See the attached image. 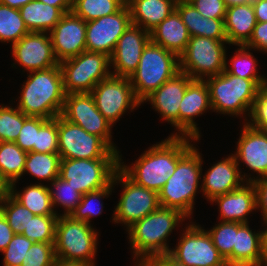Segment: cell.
<instances>
[{
    "label": "cell",
    "mask_w": 267,
    "mask_h": 266,
    "mask_svg": "<svg viewBox=\"0 0 267 266\" xmlns=\"http://www.w3.org/2000/svg\"><path fill=\"white\" fill-rule=\"evenodd\" d=\"M189 140L196 139L169 136L146 150L131 167L119 158V168L138 185L158 193L175 172L178 161L193 147Z\"/></svg>",
    "instance_id": "cell-1"
},
{
    "label": "cell",
    "mask_w": 267,
    "mask_h": 266,
    "mask_svg": "<svg viewBox=\"0 0 267 266\" xmlns=\"http://www.w3.org/2000/svg\"><path fill=\"white\" fill-rule=\"evenodd\" d=\"M29 73L17 108L32 117L52 119L61 115L66 94L60 65Z\"/></svg>",
    "instance_id": "cell-2"
},
{
    "label": "cell",
    "mask_w": 267,
    "mask_h": 266,
    "mask_svg": "<svg viewBox=\"0 0 267 266\" xmlns=\"http://www.w3.org/2000/svg\"><path fill=\"white\" fill-rule=\"evenodd\" d=\"M185 218L178 210L160 206L130 226L127 231L134 259L141 263L154 256L168 255L167 238Z\"/></svg>",
    "instance_id": "cell-3"
},
{
    "label": "cell",
    "mask_w": 267,
    "mask_h": 266,
    "mask_svg": "<svg viewBox=\"0 0 267 266\" xmlns=\"http://www.w3.org/2000/svg\"><path fill=\"white\" fill-rule=\"evenodd\" d=\"M205 81L209 88L212 111L231 116L247 114L248 111L250 117L260 88L267 85V79L240 78L225 70Z\"/></svg>",
    "instance_id": "cell-4"
},
{
    "label": "cell",
    "mask_w": 267,
    "mask_h": 266,
    "mask_svg": "<svg viewBox=\"0 0 267 266\" xmlns=\"http://www.w3.org/2000/svg\"><path fill=\"white\" fill-rule=\"evenodd\" d=\"M192 147L177 163L175 172L158 192L162 207L180 211L187 218L192 215L194 198L202 177V155Z\"/></svg>",
    "instance_id": "cell-5"
},
{
    "label": "cell",
    "mask_w": 267,
    "mask_h": 266,
    "mask_svg": "<svg viewBox=\"0 0 267 266\" xmlns=\"http://www.w3.org/2000/svg\"><path fill=\"white\" fill-rule=\"evenodd\" d=\"M179 72V57L150 40L143 49L136 71L129 78L135 97L142 103Z\"/></svg>",
    "instance_id": "cell-6"
},
{
    "label": "cell",
    "mask_w": 267,
    "mask_h": 266,
    "mask_svg": "<svg viewBox=\"0 0 267 266\" xmlns=\"http://www.w3.org/2000/svg\"><path fill=\"white\" fill-rule=\"evenodd\" d=\"M98 233L91 224L58 216L55 227V254L57 259L84 262L94 266Z\"/></svg>",
    "instance_id": "cell-7"
},
{
    "label": "cell",
    "mask_w": 267,
    "mask_h": 266,
    "mask_svg": "<svg viewBox=\"0 0 267 266\" xmlns=\"http://www.w3.org/2000/svg\"><path fill=\"white\" fill-rule=\"evenodd\" d=\"M227 40L192 36L179 56V71L192 79L204 80L225 70Z\"/></svg>",
    "instance_id": "cell-8"
},
{
    "label": "cell",
    "mask_w": 267,
    "mask_h": 266,
    "mask_svg": "<svg viewBox=\"0 0 267 266\" xmlns=\"http://www.w3.org/2000/svg\"><path fill=\"white\" fill-rule=\"evenodd\" d=\"M65 94L90 93L111 75L110 58L104 53L83 51L76 57L59 63Z\"/></svg>",
    "instance_id": "cell-9"
},
{
    "label": "cell",
    "mask_w": 267,
    "mask_h": 266,
    "mask_svg": "<svg viewBox=\"0 0 267 266\" xmlns=\"http://www.w3.org/2000/svg\"><path fill=\"white\" fill-rule=\"evenodd\" d=\"M58 153L61 159H119V151L112 150L100 137L57 116Z\"/></svg>",
    "instance_id": "cell-10"
},
{
    "label": "cell",
    "mask_w": 267,
    "mask_h": 266,
    "mask_svg": "<svg viewBox=\"0 0 267 266\" xmlns=\"http://www.w3.org/2000/svg\"><path fill=\"white\" fill-rule=\"evenodd\" d=\"M119 159H61L59 177L82 195L108 187Z\"/></svg>",
    "instance_id": "cell-11"
},
{
    "label": "cell",
    "mask_w": 267,
    "mask_h": 266,
    "mask_svg": "<svg viewBox=\"0 0 267 266\" xmlns=\"http://www.w3.org/2000/svg\"><path fill=\"white\" fill-rule=\"evenodd\" d=\"M116 183L123 184L124 190L114 210L113 222L123 223L128 229L160 207L157 192L138 185L120 168L116 170L112 180L113 185Z\"/></svg>",
    "instance_id": "cell-12"
},
{
    "label": "cell",
    "mask_w": 267,
    "mask_h": 266,
    "mask_svg": "<svg viewBox=\"0 0 267 266\" xmlns=\"http://www.w3.org/2000/svg\"><path fill=\"white\" fill-rule=\"evenodd\" d=\"M185 230L176 248L168 253L176 263L181 266H228L205 229L192 222Z\"/></svg>",
    "instance_id": "cell-13"
},
{
    "label": "cell",
    "mask_w": 267,
    "mask_h": 266,
    "mask_svg": "<svg viewBox=\"0 0 267 266\" xmlns=\"http://www.w3.org/2000/svg\"><path fill=\"white\" fill-rule=\"evenodd\" d=\"M98 111L114 125L127 111L142 103L135 97L130 79L110 75L101 80L90 92Z\"/></svg>",
    "instance_id": "cell-14"
},
{
    "label": "cell",
    "mask_w": 267,
    "mask_h": 266,
    "mask_svg": "<svg viewBox=\"0 0 267 266\" xmlns=\"http://www.w3.org/2000/svg\"><path fill=\"white\" fill-rule=\"evenodd\" d=\"M61 116L100 137L112 150L118 151L111 141L113 125L98 111L91 93L67 94Z\"/></svg>",
    "instance_id": "cell-15"
},
{
    "label": "cell",
    "mask_w": 267,
    "mask_h": 266,
    "mask_svg": "<svg viewBox=\"0 0 267 266\" xmlns=\"http://www.w3.org/2000/svg\"><path fill=\"white\" fill-rule=\"evenodd\" d=\"M129 25L131 16L127 4L112 15L86 22V51L104 53L110 57Z\"/></svg>",
    "instance_id": "cell-16"
},
{
    "label": "cell",
    "mask_w": 267,
    "mask_h": 266,
    "mask_svg": "<svg viewBox=\"0 0 267 266\" xmlns=\"http://www.w3.org/2000/svg\"><path fill=\"white\" fill-rule=\"evenodd\" d=\"M12 55L29 72L45 70L59 65L50 34L46 32H29L12 45Z\"/></svg>",
    "instance_id": "cell-17"
},
{
    "label": "cell",
    "mask_w": 267,
    "mask_h": 266,
    "mask_svg": "<svg viewBox=\"0 0 267 266\" xmlns=\"http://www.w3.org/2000/svg\"><path fill=\"white\" fill-rule=\"evenodd\" d=\"M150 33L140 26L131 24L118 39L110 58L114 68L111 75L130 78L136 71L144 47L150 41ZM112 64V65H111Z\"/></svg>",
    "instance_id": "cell-18"
},
{
    "label": "cell",
    "mask_w": 267,
    "mask_h": 266,
    "mask_svg": "<svg viewBox=\"0 0 267 266\" xmlns=\"http://www.w3.org/2000/svg\"><path fill=\"white\" fill-rule=\"evenodd\" d=\"M49 34L59 63L86 51V21L72 12L65 13Z\"/></svg>",
    "instance_id": "cell-19"
},
{
    "label": "cell",
    "mask_w": 267,
    "mask_h": 266,
    "mask_svg": "<svg viewBox=\"0 0 267 266\" xmlns=\"http://www.w3.org/2000/svg\"><path fill=\"white\" fill-rule=\"evenodd\" d=\"M211 109L209 88L205 80L192 79L179 106V133L171 136L190 137L200 140L199 128L194 118Z\"/></svg>",
    "instance_id": "cell-20"
},
{
    "label": "cell",
    "mask_w": 267,
    "mask_h": 266,
    "mask_svg": "<svg viewBox=\"0 0 267 266\" xmlns=\"http://www.w3.org/2000/svg\"><path fill=\"white\" fill-rule=\"evenodd\" d=\"M239 169V164L233 154L213 164L203 177L201 185L203 195L212 201L219 195L240 188L245 181L249 182L247 175H241L242 172Z\"/></svg>",
    "instance_id": "cell-21"
},
{
    "label": "cell",
    "mask_w": 267,
    "mask_h": 266,
    "mask_svg": "<svg viewBox=\"0 0 267 266\" xmlns=\"http://www.w3.org/2000/svg\"><path fill=\"white\" fill-rule=\"evenodd\" d=\"M191 80L188 74L179 72L146 97L142 103L150 101L155 110L162 115V119L170 122L179 131V106Z\"/></svg>",
    "instance_id": "cell-22"
},
{
    "label": "cell",
    "mask_w": 267,
    "mask_h": 266,
    "mask_svg": "<svg viewBox=\"0 0 267 266\" xmlns=\"http://www.w3.org/2000/svg\"><path fill=\"white\" fill-rule=\"evenodd\" d=\"M241 136L237 142L234 155L236 162L240 160L258 176H267V131L252 127L248 122L243 125Z\"/></svg>",
    "instance_id": "cell-23"
},
{
    "label": "cell",
    "mask_w": 267,
    "mask_h": 266,
    "mask_svg": "<svg viewBox=\"0 0 267 266\" xmlns=\"http://www.w3.org/2000/svg\"><path fill=\"white\" fill-rule=\"evenodd\" d=\"M219 206L222 222L249 223L247 217L256 209L255 190L252 182L215 197L212 201Z\"/></svg>",
    "instance_id": "cell-24"
},
{
    "label": "cell",
    "mask_w": 267,
    "mask_h": 266,
    "mask_svg": "<svg viewBox=\"0 0 267 266\" xmlns=\"http://www.w3.org/2000/svg\"><path fill=\"white\" fill-rule=\"evenodd\" d=\"M150 39L179 57L185 51L190 35L179 13L174 10L150 32Z\"/></svg>",
    "instance_id": "cell-25"
},
{
    "label": "cell",
    "mask_w": 267,
    "mask_h": 266,
    "mask_svg": "<svg viewBox=\"0 0 267 266\" xmlns=\"http://www.w3.org/2000/svg\"><path fill=\"white\" fill-rule=\"evenodd\" d=\"M131 24L143 27L149 33L166 19L176 7L174 0H126Z\"/></svg>",
    "instance_id": "cell-26"
},
{
    "label": "cell",
    "mask_w": 267,
    "mask_h": 266,
    "mask_svg": "<svg viewBox=\"0 0 267 266\" xmlns=\"http://www.w3.org/2000/svg\"><path fill=\"white\" fill-rule=\"evenodd\" d=\"M175 10L187 27L190 37L201 36L214 40H227L225 18H206L190 2L177 3Z\"/></svg>",
    "instance_id": "cell-27"
},
{
    "label": "cell",
    "mask_w": 267,
    "mask_h": 266,
    "mask_svg": "<svg viewBox=\"0 0 267 266\" xmlns=\"http://www.w3.org/2000/svg\"><path fill=\"white\" fill-rule=\"evenodd\" d=\"M263 230L252 232L248 223H237L232 266H261Z\"/></svg>",
    "instance_id": "cell-28"
},
{
    "label": "cell",
    "mask_w": 267,
    "mask_h": 266,
    "mask_svg": "<svg viewBox=\"0 0 267 266\" xmlns=\"http://www.w3.org/2000/svg\"><path fill=\"white\" fill-rule=\"evenodd\" d=\"M256 23L252 2L227 7L224 24L228 44L245 45L249 41Z\"/></svg>",
    "instance_id": "cell-29"
},
{
    "label": "cell",
    "mask_w": 267,
    "mask_h": 266,
    "mask_svg": "<svg viewBox=\"0 0 267 266\" xmlns=\"http://www.w3.org/2000/svg\"><path fill=\"white\" fill-rule=\"evenodd\" d=\"M19 11L29 32L49 33L64 15L58 7L38 0L27 3Z\"/></svg>",
    "instance_id": "cell-30"
},
{
    "label": "cell",
    "mask_w": 267,
    "mask_h": 266,
    "mask_svg": "<svg viewBox=\"0 0 267 266\" xmlns=\"http://www.w3.org/2000/svg\"><path fill=\"white\" fill-rule=\"evenodd\" d=\"M15 183L9 185V194L22 206L29 209L34 215H59L53 209L49 186L30 184L19 192Z\"/></svg>",
    "instance_id": "cell-31"
},
{
    "label": "cell",
    "mask_w": 267,
    "mask_h": 266,
    "mask_svg": "<svg viewBox=\"0 0 267 266\" xmlns=\"http://www.w3.org/2000/svg\"><path fill=\"white\" fill-rule=\"evenodd\" d=\"M27 152L15 142L0 143V175L10 185L24 174Z\"/></svg>",
    "instance_id": "cell-32"
},
{
    "label": "cell",
    "mask_w": 267,
    "mask_h": 266,
    "mask_svg": "<svg viewBox=\"0 0 267 266\" xmlns=\"http://www.w3.org/2000/svg\"><path fill=\"white\" fill-rule=\"evenodd\" d=\"M61 157L59 153L27 152L24 173L52 182L59 176Z\"/></svg>",
    "instance_id": "cell-33"
},
{
    "label": "cell",
    "mask_w": 267,
    "mask_h": 266,
    "mask_svg": "<svg viewBox=\"0 0 267 266\" xmlns=\"http://www.w3.org/2000/svg\"><path fill=\"white\" fill-rule=\"evenodd\" d=\"M126 0H72L71 12L86 22L118 12Z\"/></svg>",
    "instance_id": "cell-34"
},
{
    "label": "cell",
    "mask_w": 267,
    "mask_h": 266,
    "mask_svg": "<svg viewBox=\"0 0 267 266\" xmlns=\"http://www.w3.org/2000/svg\"><path fill=\"white\" fill-rule=\"evenodd\" d=\"M28 33L19 9L0 3V41L13 45Z\"/></svg>",
    "instance_id": "cell-35"
},
{
    "label": "cell",
    "mask_w": 267,
    "mask_h": 266,
    "mask_svg": "<svg viewBox=\"0 0 267 266\" xmlns=\"http://www.w3.org/2000/svg\"><path fill=\"white\" fill-rule=\"evenodd\" d=\"M52 187L50 189L51 202L53 209L60 205L65 208L64 214L61 216H71L75 211L76 207L81 202L82 194L75 190V188L69 184L66 180H63L59 176L55 178L52 182ZM55 190H53V189Z\"/></svg>",
    "instance_id": "cell-36"
},
{
    "label": "cell",
    "mask_w": 267,
    "mask_h": 266,
    "mask_svg": "<svg viewBox=\"0 0 267 266\" xmlns=\"http://www.w3.org/2000/svg\"><path fill=\"white\" fill-rule=\"evenodd\" d=\"M249 51L246 46L239 45L236 54L230 59L231 67L227 65V60H225V71L245 79H267L264 75H258L259 72L256 67L258 63Z\"/></svg>",
    "instance_id": "cell-37"
},
{
    "label": "cell",
    "mask_w": 267,
    "mask_h": 266,
    "mask_svg": "<svg viewBox=\"0 0 267 266\" xmlns=\"http://www.w3.org/2000/svg\"><path fill=\"white\" fill-rule=\"evenodd\" d=\"M0 212L15 234H23L30 220L35 216L29 209L22 206L10 194L0 202Z\"/></svg>",
    "instance_id": "cell-38"
},
{
    "label": "cell",
    "mask_w": 267,
    "mask_h": 266,
    "mask_svg": "<svg viewBox=\"0 0 267 266\" xmlns=\"http://www.w3.org/2000/svg\"><path fill=\"white\" fill-rule=\"evenodd\" d=\"M212 238L214 246L224 258L228 266H232V250L235 245L237 222H219L207 231Z\"/></svg>",
    "instance_id": "cell-39"
},
{
    "label": "cell",
    "mask_w": 267,
    "mask_h": 266,
    "mask_svg": "<svg viewBox=\"0 0 267 266\" xmlns=\"http://www.w3.org/2000/svg\"><path fill=\"white\" fill-rule=\"evenodd\" d=\"M59 215H35L25 228L23 236L33 242L54 243L55 227Z\"/></svg>",
    "instance_id": "cell-40"
},
{
    "label": "cell",
    "mask_w": 267,
    "mask_h": 266,
    "mask_svg": "<svg viewBox=\"0 0 267 266\" xmlns=\"http://www.w3.org/2000/svg\"><path fill=\"white\" fill-rule=\"evenodd\" d=\"M26 116L17 107L0 106V138L2 142H15L19 136L20 130Z\"/></svg>",
    "instance_id": "cell-41"
},
{
    "label": "cell",
    "mask_w": 267,
    "mask_h": 266,
    "mask_svg": "<svg viewBox=\"0 0 267 266\" xmlns=\"http://www.w3.org/2000/svg\"><path fill=\"white\" fill-rule=\"evenodd\" d=\"M113 187L114 186L111 183L108 187L82 195L81 202L76 207L75 211L71 214V217L74 220L90 224L91 218L102 213L103 204L100 200L104 197H108L109 194H111ZM97 200H99L98 204H100L101 207H98V209L96 206H93V202H96Z\"/></svg>",
    "instance_id": "cell-42"
},
{
    "label": "cell",
    "mask_w": 267,
    "mask_h": 266,
    "mask_svg": "<svg viewBox=\"0 0 267 266\" xmlns=\"http://www.w3.org/2000/svg\"><path fill=\"white\" fill-rule=\"evenodd\" d=\"M33 152L58 153L57 117L48 119L37 131L36 144Z\"/></svg>",
    "instance_id": "cell-43"
},
{
    "label": "cell",
    "mask_w": 267,
    "mask_h": 266,
    "mask_svg": "<svg viewBox=\"0 0 267 266\" xmlns=\"http://www.w3.org/2000/svg\"><path fill=\"white\" fill-rule=\"evenodd\" d=\"M56 259L54 243L34 242L21 266H53Z\"/></svg>",
    "instance_id": "cell-44"
},
{
    "label": "cell",
    "mask_w": 267,
    "mask_h": 266,
    "mask_svg": "<svg viewBox=\"0 0 267 266\" xmlns=\"http://www.w3.org/2000/svg\"><path fill=\"white\" fill-rule=\"evenodd\" d=\"M33 243L22 234H14L8 246L2 251L4 253L3 266H21L24 256Z\"/></svg>",
    "instance_id": "cell-45"
},
{
    "label": "cell",
    "mask_w": 267,
    "mask_h": 266,
    "mask_svg": "<svg viewBox=\"0 0 267 266\" xmlns=\"http://www.w3.org/2000/svg\"><path fill=\"white\" fill-rule=\"evenodd\" d=\"M48 119L29 116L23 123L15 143L25 152L33 151L36 144L37 131Z\"/></svg>",
    "instance_id": "cell-46"
},
{
    "label": "cell",
    "mask_w": 267,
    "mask_h": 266,
    "mask_svg": "<svg viewBox=\"0 0 267 266\" xmlns=\"http://www.w3.org/2000/svg\"><path fill=\"white\" fill-rule=\"evenodd\" d=\"M250 117L252 127L267 131V85L260 88Z\"/></svg>",
    "instance_id": "cell-47"
},
{
    "label": "cell",
    "mask_w": 267,
    "mask_h": 266,
    "mask_svg": "<svg viewBox=\"0 0 267 266\" xmlns=\"http://www.w3.org/2000/svg\"><path fill=\"white\" fill-rule=\"evenodd\" d=\"M191 4L206 18H225L226 5L224 0H191Z\"/></svg>",
    "instance_id": "cell-48"
},
{
    "label": "cell",
    "mask_w": 267,
    "mask_h": 266,
    "mask_svg": "<svg viewBox=\"0 0 267 266\" xmlns=\"http://www.w3.org/2000/svg\"><path fill=\"white\" fill-rule=\"evenodd\" d=\"M248 178L255 190L256 209L261 210L263 221L267 225V176L251 178L248 175Z\"/></svg>",
    "instance_id": "cell-49"
},
{
    "label": "cell",
    "mask_w": 267,
    "mask_h": 266,
    "mask_svg": "<svg viewBox=\"0 0 267 266\" xmlns=\"http://www.w3.org/2000/svg\"><path fill=\"white\" fill-rule=\"evenodd\" d=\"M250 50L267 52V22H257L249 41L244 45Z\"/></svg>",
    "instance_id": "cell-50"
},
{
    "label": "cell",
    "mask_w": 267,
    "mask_h": 266,
    "mask_svg": "<svg viewBox=\"0 0 267 266\" xmlns=\"http://www.w3.org/2000/svg\"><path fill=\"white\" fill-rule=\"evenodd\" d=\"M14 234L15 233L8 225L6 218L0 212V252H2L8 246Z\"/></svg>",
    "instance_id": "cell-51"
},
{
    "label": "cell",
    "mask_w": 267,
    "mask_h": 266,
    "mask_svg": "<svg viewBox=\"0 0 267 266\" xmlns=\"http://www.w3.org/2000/svg\"><path fill=\"white\" fill-rule=\"evenodd\" d=\"M136 266H181V265L176 263L168 255H162V256H154L148 258L138 264L136 263Z\"/></svg>",
    "instance_id": "cell-52"
},
{
    "label": "cell",
    "mask_w": 267,
    "mask_h": 266,
    "mask_svg": "<svg viewBox=\"0 0 267 266\" xmlns=\"http://www.w3.org/2000/svg\"><path fill=\"white\" fill-rule=\"evenodd\" d=\"M256 22H267V0H253Z\"/></svg>",
    "instance_id": "cell-53"
},
{
    "label": "cell",
    "mask_w": 267,
    "mask_h": 266,
    "mask_svg": "<svg viewBox=\"0 0 267 266\" xmlns=\"http://www.w3.org/2000/svg\"><path fill=\"white\" fill-rule=\"evenodd\" d=\"M44 4L58 7L64 14L71 12L72 0H38Z\"/></svg>",
    "instance_id": "cell-54"
},
{
    "label": "cell",
    "mask_w": 267,
    "mask_h": 266,
    "mask_svg": "<svg viewBox=\"0 0 267 266\" xmlns=\"http://www.w3.org/2000/svg\"><path fill=\"white\" fill-rule=\"evenodd\" d=\"M33 0H0L1 4L7 5L11 8L20 9L22 6H25L27 3Z\"/></svg>",
    "instance_id": "cell-55"
},
{
    "label": "cell",
    "mask_w": 267,
    "mask_h": 266,
    "mask_svg": "<svg viewBox=\"0 0 267 266\" xmlns=\"http://www.w3.org/2000/svg\"><path fill=\"white\" fill-rule=\"evenodd\" d=\"M263 265L267 266V229L263 230V236H262V261H261V266H263Z\"/></svg>",
    "instance_id": "cell-56"
},
{
    "label": "cell",
    "mask_w": 267,
    "mask_h": 266,
    "mask_svg": "<svg viewBox=\"0 0 267 266\" xmlns=\"http://www.w3.org/2000/svg\"><path fill=\"white\" fill-rule=\"evenodd\" d=\"M53 266H91V265L84 262L65 261L61 259H56Z\"/></svg>",
    "instance_id": "cell-57"
},
{
    "label": "cell",
    "mask_w": 267,
    "mask_h": 266,
    "mask_svg": "<svg viewBox=\"0 0 267 266\" xmlns=\"http://www.w3.org/2000/svg\"><path fill=\"white\" fill-rule=\"evenodd\" d=\"M9 194V184L0 175V202Z\"/></svg>",
    "instance_id": "cell-58"
},
{
    "label": "cell",
    "mask_w": 267,
    "mask_h": 266,
    "mask_svg": "<svg viewBox=\"0 0 267 266\" xmlns=\"http://www.w3.org/2000/svg\"><path fill=\"white\" fill-rule=\"evenodd\" d=\"M253 0H224L226 7L249 4Z\"/></svg>",
    "instance_id": "cell-59"
},
{
    "label": "cell",
    "mask_w": 267,
    "mask_h": 266,
    "mask_svg": "<svg viewBox=\"0 0 267 266\" xmlns=\"http://www.w3.org/2000/svg\"><path fill=\"white\" fill-rule=\"evenodd\" d=\"M175 3H183V2H190L191 0H174Z\"/></svg>",
    "instance_id": "cell-60"
}]
</instances>
